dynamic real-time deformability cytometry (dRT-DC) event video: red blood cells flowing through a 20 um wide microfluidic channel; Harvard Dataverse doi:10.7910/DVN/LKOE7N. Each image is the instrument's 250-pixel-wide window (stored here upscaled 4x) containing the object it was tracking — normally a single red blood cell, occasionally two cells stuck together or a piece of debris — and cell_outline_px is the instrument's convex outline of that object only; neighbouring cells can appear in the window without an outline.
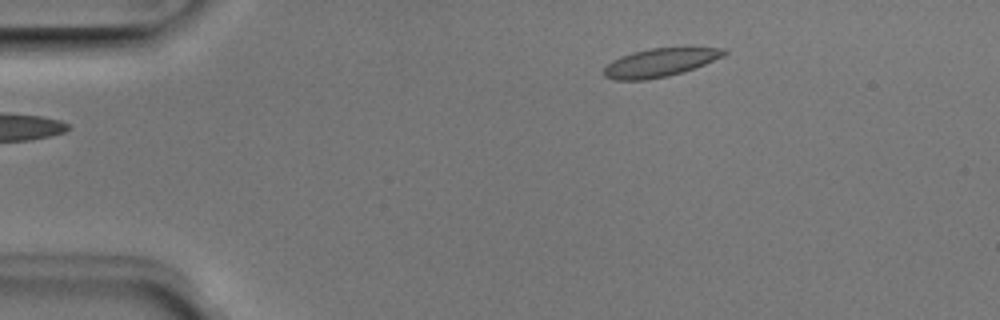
{"species": "Egyptian fruit bat (a non-hibernating species)", "species_latin": "Rousettus aegyptiacus", "temperature_condition": "room temperature", "stored_images_in_passage": 3, "camera_frame_rate_fps": 3000, "um_per_image_px": 0.085, "animal": {"sex": "male"}, "frame": {"image": 1, "passage_image": 3, "time_ms": 0.667, "image_size_px": [1000, 320], "cell_outline_px": [[728, 52], [724, 56], [704, 64], [668, 76], [644, 80], [616, 80], [604, 76], [600, 72], [612, 60], [620, 56], [632, 52], [652, 48], [724, 48]], "centroid_in_image_um": [56.03, 5.32], "position_along_channel_um": 29.0, "area_um2": 19.65}}